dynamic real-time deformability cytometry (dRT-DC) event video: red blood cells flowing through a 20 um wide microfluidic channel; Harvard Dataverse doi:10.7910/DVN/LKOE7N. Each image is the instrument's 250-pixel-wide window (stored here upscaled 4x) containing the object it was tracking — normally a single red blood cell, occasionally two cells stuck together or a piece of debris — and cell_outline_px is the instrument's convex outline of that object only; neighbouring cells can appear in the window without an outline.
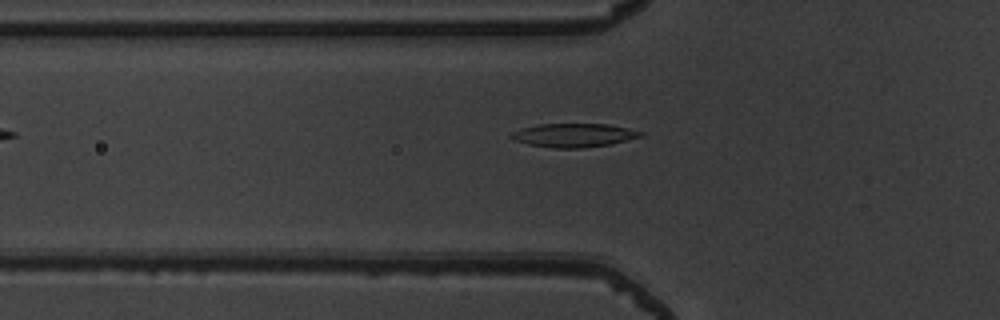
{"species": "common noctule bat (a hibernating species)", "species_latin": "Nyctalus noctula", "temperature_condition": "warm", "stored_images_in_passage": 37, "camera_frame_rate_fps": 3000, "um_per_image_px": 0.085, "animal": {"sex": "male", "body_mass_g": 19.5, "forearm_length_mm": 54.6}, "frame": {"image": 1, "passage_image": 4, "time_ms": 1.0, "image_size_px": [1000, 320], "cell_outline_px": [[644, 136], [612, 144], [580, 148], [556, 148], [528, 144], [516, 140], [508, 136], [512, 132], [520, 128], [540, 124], [608, 124], [628, 128], [644, 132]], "centroid_in_image_um": [48.8, 11.49], "position_along_channel_um": 77.0, "area_um2": 17.86}}
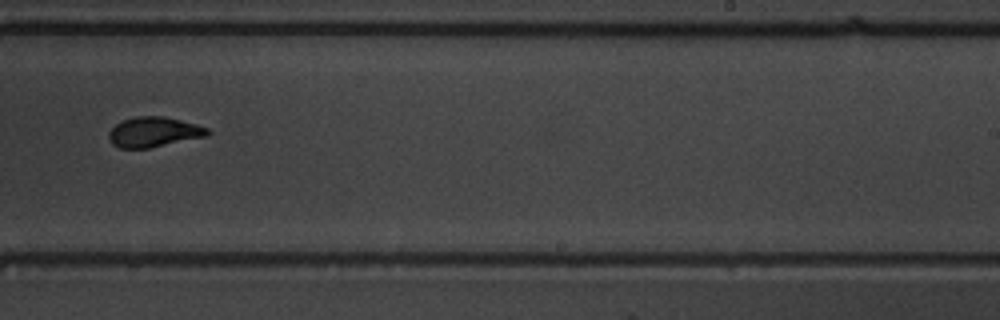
{"frame": {"image": 2, "passage_image": 19, "time_ms": 6.0, "image_size_px": [1000, 320], "cell_outline_px": [[212, 132], [208, 136], [148, 148], [120, 148], [112, 144], [108, 136], [108, 132], [116, 124], [124, 120], [136, 116], [164, 116], [196, 124], [208, 128]], "centroid_in_image_um": [13.09, 11.22], "position_along_channel_um": 275.9, "area_um2": 17.28}}
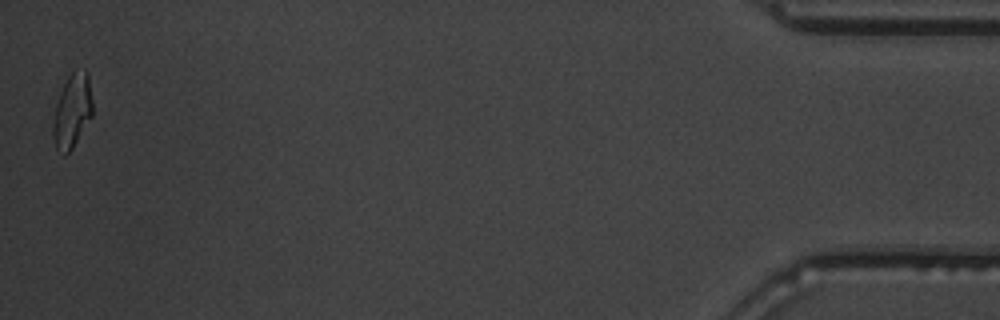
{"frame": {"image": 3, "passage_image": 37, "time_ms": 12.0, "image_size_px": [1000, 320], "cell_outline_px": [[92, 116], [72, 148], [64, 156], [56, 148], [52, 136], [52, 124], [56, 104], [60, 92], [68, 76], [72, 72], [84, 68], [88, 72], [92, 100]], "centroid_in_image_um": [6.13, 9.42], "position_along_channel_um": 429.1, "area_um2": 17.05}, "authors_computed_cell_mechanics": {"area_um2": 17.3978, "velocity_mm_per_s": 3.9746, "shape_relaxation_time_tau1_ms": 3.2898, "shape_relaxation_time_tau2_ms": 1.467, "deformation_change_tau1": 0.1684, "deformation_change_tau2": 0.0725}}